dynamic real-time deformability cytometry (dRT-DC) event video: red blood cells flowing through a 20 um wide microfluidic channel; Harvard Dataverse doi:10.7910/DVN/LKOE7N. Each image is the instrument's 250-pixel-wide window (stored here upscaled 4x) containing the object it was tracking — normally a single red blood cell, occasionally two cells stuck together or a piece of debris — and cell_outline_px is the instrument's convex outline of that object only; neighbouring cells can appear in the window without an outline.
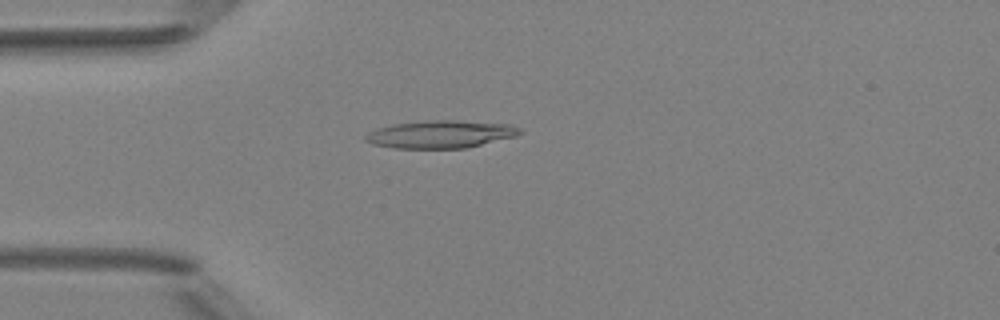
{"species": "Egyptian fruit bat (a non-hibernating species)", "species_latin": "Rousettus aegyptiacus", "temperature_condition": "room temperature", "stored_images_in_passage": 5, "camera_frame_rate_fps": 3000, "um_per_image_px": 0.085, "animal": {"sex": "female"}, "frame": {"image": 1, "passage_image": 4, "time_ms": 4.333, "image_size_px": [1000, 320], "cell_outline_px": [[524, 132], [516, 136], [464, 148], [392, 148], [372, 144], [364, 140], [364, 136], [368, 132], [376, 128], [392, 124], [432, 120], [456, 120], [508, 124], [520, 128]], "centroid_in_image_um": [37.41, 11.41], "position_along_channel_um": 47.6, "area_um2": 24.85}}